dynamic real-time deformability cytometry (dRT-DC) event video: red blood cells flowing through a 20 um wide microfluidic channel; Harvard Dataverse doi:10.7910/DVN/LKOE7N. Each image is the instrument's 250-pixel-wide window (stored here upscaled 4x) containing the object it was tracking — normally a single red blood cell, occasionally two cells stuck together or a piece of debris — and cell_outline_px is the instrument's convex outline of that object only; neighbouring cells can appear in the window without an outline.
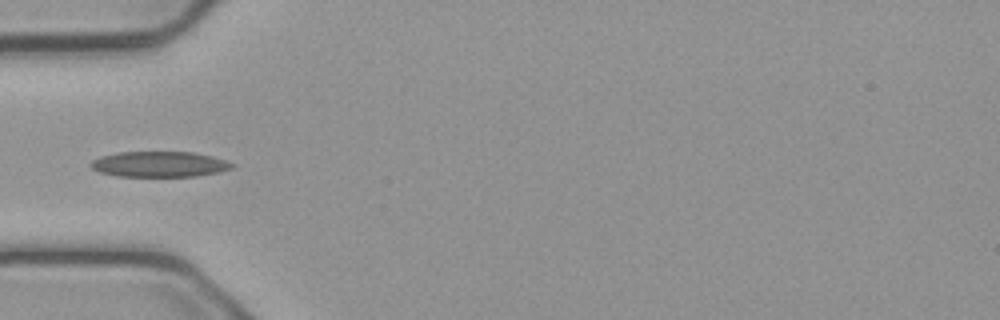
{"species": "common noctule bat (a hibernating species)", "species_latin": "Nyctalus noctula", "temperature_condition": "cold", "stored_images_in_passage": 8, "camera_frame_rate_fps": 3000, "um_per_image_px": 0.085, "animal": {"sex": "male", "body_mass_g": 23.1, "forearm_length_mm": 52.7}, "frame": {"image": 1, "passage_image": 1, "time_ms": 0.0, "image_size_px": [1000, 320], "cell_outline_px": [[236, 164], [232, 168], [220, 172], [196, 176], [116, 176], [100, 172], [92, 168], [88, 164], [92, 160], [100, 156], [120, 152], [192, 152], [212, 156]], "centroid_in_image_um": [13.54, 13.96], "position_along_channel_um": 71.5, "area_um2": 21.04}}
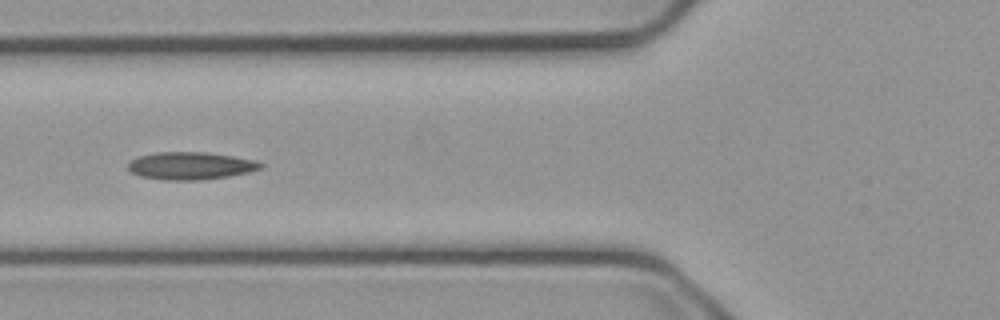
{"frame": {"image": 2, "passage_image": 4, "time_ms": 1.0, "image_size_px": [1000, 320], "cell_outline_px": [[264, 168], [248, 172], [228, 176], [200, 180], [164, 180], [140, 176], [132, 172], [128, 168], [128, 164], [132, 160], [140, 156], [156, 152], [208, 152], [256, 160], [264, 164]], "centroid_in_image_um": [16.24, 14.09], "position_along_channel_um": 109.6, "area_um2": 21.27}}